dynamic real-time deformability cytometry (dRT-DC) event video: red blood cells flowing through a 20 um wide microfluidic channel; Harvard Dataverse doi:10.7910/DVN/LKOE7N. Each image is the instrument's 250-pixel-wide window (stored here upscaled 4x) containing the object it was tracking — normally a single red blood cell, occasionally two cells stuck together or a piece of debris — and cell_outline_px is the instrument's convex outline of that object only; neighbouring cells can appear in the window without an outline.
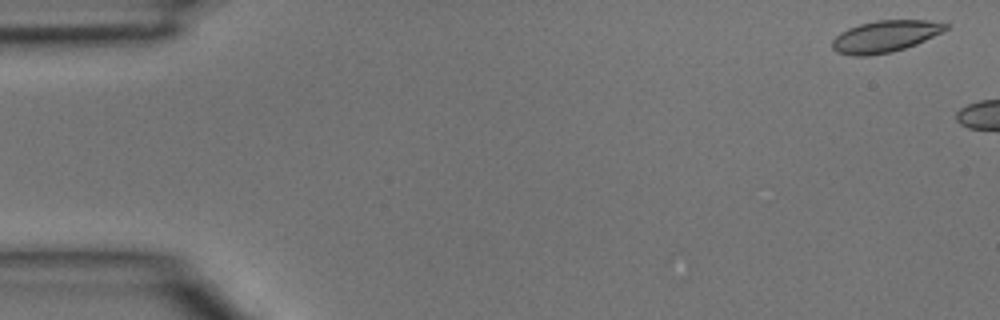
{"species": "common noctule bat (a hibernating species)", "species_latin": "Nyctalus noctula", "temperature_condition": "room temperature", "stored_images_in_passage": 5, "camera_frame_rate_fps": 3000, "um_per_image_px": 0.085, "animal": {"sex": "male", "body_mass_g": 15.6}, "frame": {"image": 1, "passage_image": 2, "time_ms": 0.333, "image_size_px": [1000, 320], "cell_outline_px": [[948, 28], [916, 44], [892, 52], [868, 56], [852, 56], [836, 52], [832, 48], [832, 40], [840, 32], [848, 28], [860, 24], [876, 20], [924, 20], [948, 24]], "centroid_in_image_um": [75.16, 3.1], "position_along_channel_um": 9.8, "area_um2": 20.81}}